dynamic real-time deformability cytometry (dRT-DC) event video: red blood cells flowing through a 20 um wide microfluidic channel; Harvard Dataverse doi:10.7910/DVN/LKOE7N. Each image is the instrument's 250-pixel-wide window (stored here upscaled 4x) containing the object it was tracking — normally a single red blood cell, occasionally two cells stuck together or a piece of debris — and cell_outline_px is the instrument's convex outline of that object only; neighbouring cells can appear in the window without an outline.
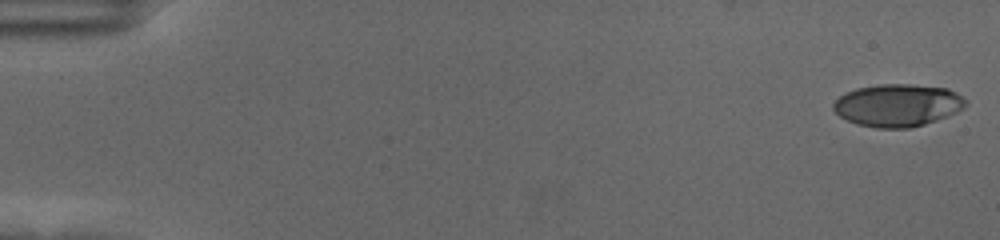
{"species": "human", "species_latin": "Homo sapiens", "temperature_condition": "cold", "stored_images_in_passage": 58, "camera_frame_rate_fps": 3000, "um_per_image_px": 0.085, "donor": {"sex": "female"}, "frame": {"image": 1, "passage_image": 1, "time_ms": 0.0, "image_size_px": [1000, 240], "cell_outline_px": [[968, 104], [964, 108], [948, 116], [924, 124], [908, 128], [876, 128], [856, 124], [840, 116], [832, 108], [832, 104], [840, 96], [856, 88], [880, 84], [912, 84], [948, 88], [956, 92], [968, 100]], "centroid_in_image_um": [76.33, 8.94], "position_along_channel_um": 8.7, "area_um2": 32.89}}
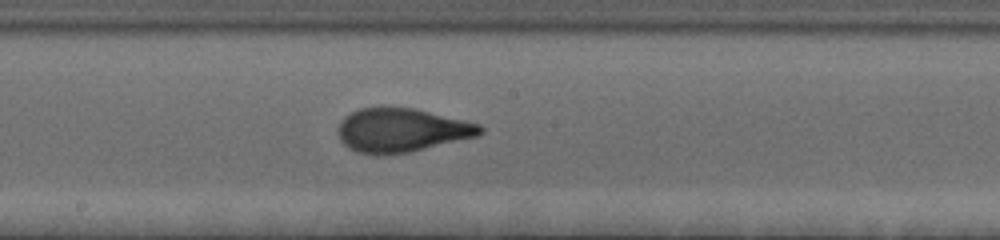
{"frame": {"image": 2, "passage_image": 32, "time_ms": 10.333, "image_size_px": [1000, 240], "cell_outline_px": [[484, 132], [476, 136], [408, 152], [388, 156], [376, 156], [356, 152], [348, 148], [340, 140], [336, 132], [340, 120], [344, 116], [360, 108], [416, 108], [480, 124], [484, 128]], "centroid_in_image_um": [34.08, 11.08], "position_along_channel_um": 214.1, "area_um2": 36.47}}
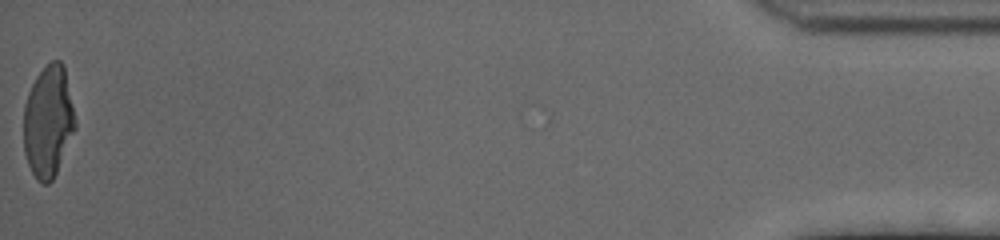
{"frame": {"image": 3, "passage_image": 58, "time_ms": 19.0, "image_size_px": [1000, 240], "cell_outline_px": [[76, 128], [56, 172], [52, 180], [48, 184], [40, 184], [36, 180], [28, 164], [24, 152], [24, 104], [28, 92], [36, 76], [52, 60], [60, 60], [64, 64], [76, 120]], "centroid_in_image_um": [4.1, 10.33], "position_along_channel_um": 431.1, "area_um2": 33.64}, "authors_computed_cell_mechanics": {"area_um2": 34.2754, "velocity_mm_per_s": 3.536, "shape_relaxation_time_tau1_ms": 5.8052, "shape_relaxation_time_tau2_ms": null, "deformation_change_tau1": 0.2382, "deformation_change_tau2": null}}